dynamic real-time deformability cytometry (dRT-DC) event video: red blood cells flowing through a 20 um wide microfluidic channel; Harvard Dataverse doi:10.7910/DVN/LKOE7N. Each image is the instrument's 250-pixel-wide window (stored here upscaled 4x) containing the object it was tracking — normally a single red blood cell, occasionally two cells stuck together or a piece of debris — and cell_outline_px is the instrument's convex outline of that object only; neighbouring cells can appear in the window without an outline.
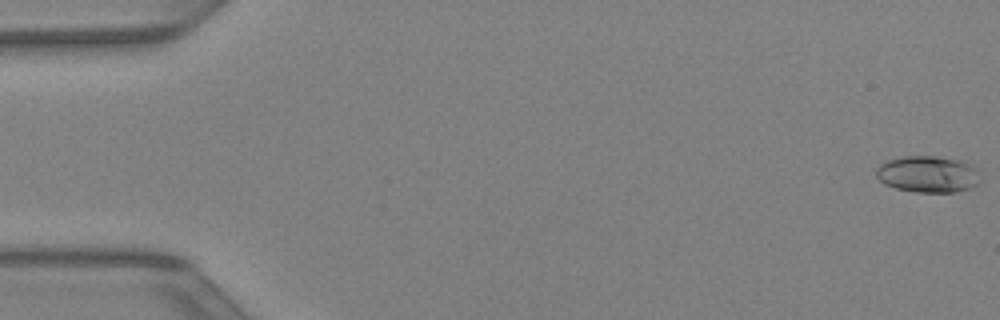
{"species": "Egyptian fruit bat (a non-hibernating species)", "species_latin": "Rousettus aegyptiacus", "temperature_condition": "warm", "stored_images_in_passage": 44, "camera_frame_rate_fps": 3000, "um_per_image_px": 0.085, "animal": {"sex": "female"}, "frame": {"image": 1, "passage_image": 1, "time_ms": 0.0, "image_size_px": [1000, 320], "cell_outline_px": [[980, 168], [976, 184], [968, 188], [952, 192], [916, 192], [896, 188], [884, 184], [876, 176], [876, 168], [884, 160], [904, 156], [936, 156], [960, 160], [972, 164]], "centroid_in_image_um": [78.85, 14.78], "position_along_channel_um": 6.2, "area_um2": 22.31}}
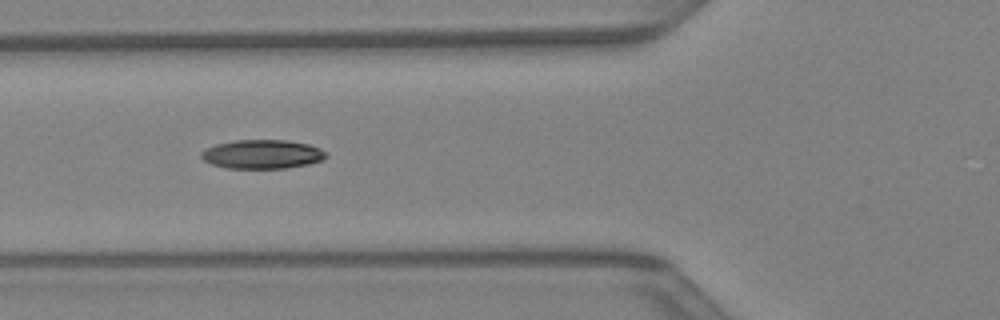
{"frame": {"image": 2, "passage_image": 17, "time_ms": 5.333, "image_size_px": [1000, 320], "cell_outline_px": [[328, 156], [324, 160], [308, 164], [284, 168], [228, 168], [212, 164], [204, 160], [200, 156], [200, 152], [216, 144], [236, 140], [288, 140], [308, 144], [320, 148], [328, 152]], "centroid_in_image_um": [22.34, 13.1], "position_along_channel_um": 103.5, "area_um2": 21.1}}
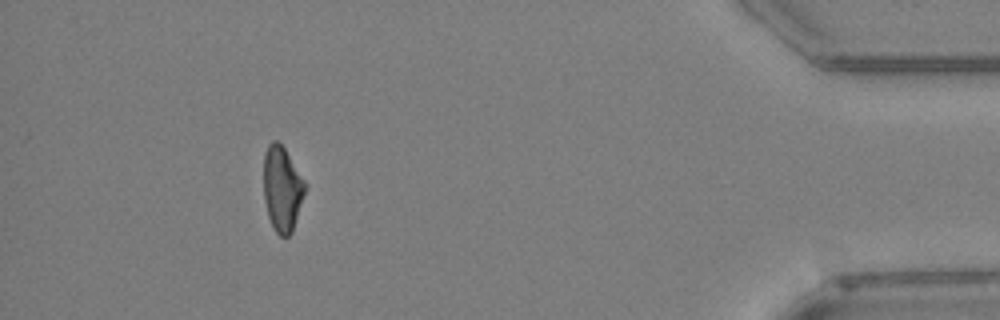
{"frame": {"image": 3, "passage_image": 40, "time_ms": 13.0, "image_size_px": [1000, 320], "cell_outline_px": [[308, 184], [292, 232], [288, 236], [280, 236], [276, 232], [268, 216], [264, 200], [264, 152], [268, 144], [272, 140], [276, 140], [284, 148]], "centroid_in_image_um": [23.99, 16.03], "position_along_channel_um": 411.2, "area_um2": 20.63}}